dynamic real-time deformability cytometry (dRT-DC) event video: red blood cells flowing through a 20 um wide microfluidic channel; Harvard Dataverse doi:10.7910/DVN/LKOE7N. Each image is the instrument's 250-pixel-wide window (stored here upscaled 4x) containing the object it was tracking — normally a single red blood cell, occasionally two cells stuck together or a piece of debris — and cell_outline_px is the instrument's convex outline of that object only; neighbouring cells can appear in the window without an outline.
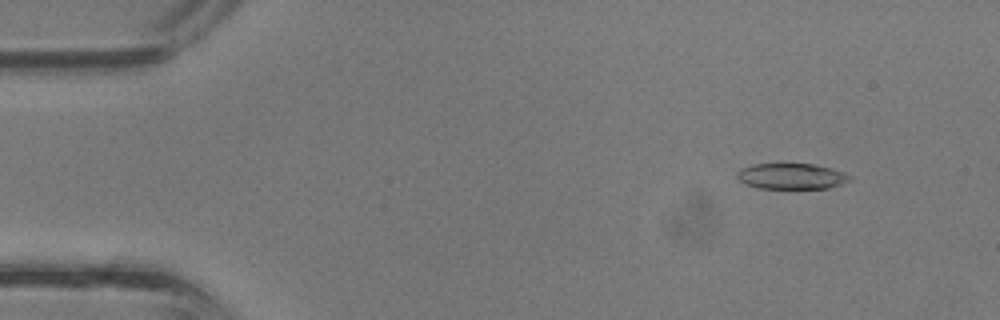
{"species": "common noctule bat (a hibernating species)", "species_latin": "Nyctalus noctula", "temperature_condition": "room temperature", "stored_images_in_passage": 36, "camera_frame_rate_fps": 3000, "um_per_image_px": 0.085, "animal": {"sex": "male", "body_mass_g": 13.3}, "frame": {"image": 1, "passage_image": 3, "time_ms": 0.667, "image_size_px": [1000, 320], "cell_outline_px": [[852, 180], [828, 188], [760, 188], [744, 184], [736, 176], [736, 172], [740, 168], [752, 164], [812, 164], [832, 168], [844, 172], [852, 176]], "centroid_in_image_um": [67.27, 14.97], "position_along_channel_um": 17.7, "area_um2": 16.99}}
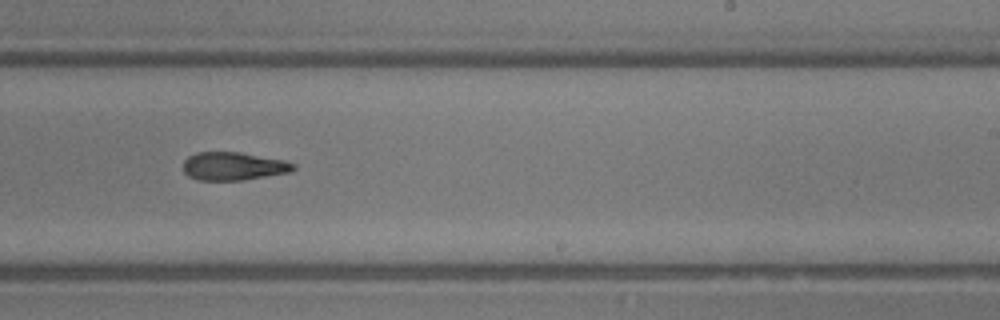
{"frame": {"image": 2, "passage_image": 22, "time_ms": 7.0, "image_size_px": [1000, 320], "cell_outline_px": [[296, 168], [292, 172], [240, 180], [196, 180], [188, 176], [184, 172], [184, 160], [188, 156], [196, 152], [240, 152], [284, 160], [296, 164]], "centroid_in_image_um": [19.84, 14.12], "position_along_channel_um": 269.2, "area_um2": 18.15}}
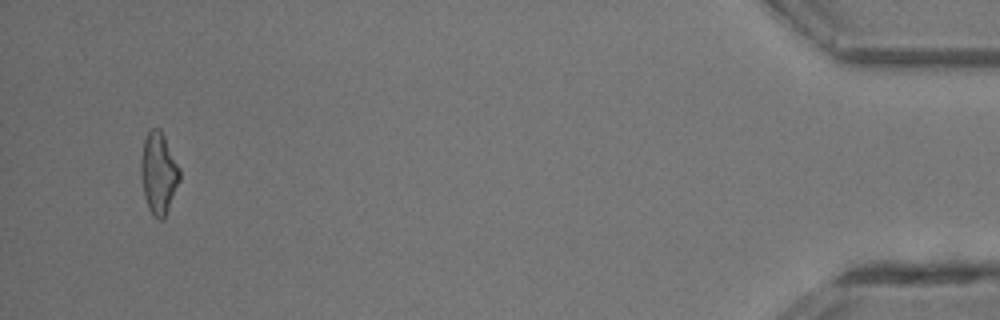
{"frame": {"image": 3, "passage_image": 35, "time_ms": 11.333, "image_size_px": [1000, 320], "cell_outline_px": [[180, 180], [164, 220], [156, 220], [152, 216], [148, 208], [144, 196], [140, 176], [140, 160], [144, 140], [148, 132], [152, 128], [160, 128], [180, 168]], "centroid_in_image_um": [13.47, 14.76], "position_along_channel_um": 421.7, "area_um2": 18.67}}